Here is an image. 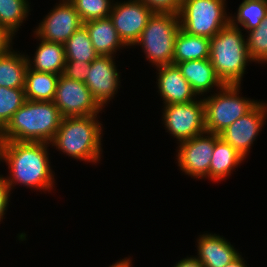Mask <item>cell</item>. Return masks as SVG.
<instances>
[{"instance_id": "1", "label": "cell", "mask_w": 267, "mask_h": 267, "mask_svg": "<svg viewBox=\"0 0 267 267\" xmlns=\"http://www.w3.org/2000/svg\"><path fill=\"white\" fill-rule=\"evenodd\" d=\"M50 145L46 142H0V162L8 165L9 173L4 179L11 192L19 184L44 193L55 188V172L49 158Z\"/></svg>"}, {"instance_id": "2", "label": "cell", "mask_w": 267, "mask_h": 267, "mask_svg": "<svg viewBox=\"0 0 267 267\" xmlns=\"http://www.w3.org/2000/svg\"><path fill=\"white\" fill-rule=\"evenodd\" d=\"M63 116L53 101L26 100L0 132V142L51 143Z\"/></svg>"}, {"instance_id": "3", "label": "cell", "mask_w": 267, "mask_h": 267, "mask_svg": "<svg viewBox=\"0 0 267 267\" xmlns=\"http://www.w3.org/2000/svg\"><path fill=\"white\" fill-rule=\"evenodd\" d=\"M100 116L63 117L51 148L75 160L98 164L103 153V124Z\"/></svg>"}, {"instance_id": "4", "label": "cell", "mask_w": 267, "mask_h": 267, "mask_svg": "<svg viewBox=\"0 0 267 267\" xmlns=\"http://www.w3.org/2000/svg\"><path fill=\"white\" fill-rule=\"evenodd\" d=\"M243 33L242 29L229 23L210 38L209 59L224 85H242L246 68L253 62Z\"/></svg>"}, {"instance_id": "5", "label": "cell", "mask_w": 267, "mask_h": 267, "mask_svg": "<svg viewBox=\"0 0 267 267\" xmlns=\"http://www.w3.org/2000/svg\"><path fill=\"white\" fill-rule=\"evenodd\" d=\"M179 30V15L153 13L133 47L140 46L146 60L155 67L173 64L175 39Z\"/></svg>"}, {"instance_id": "6", "label": "cell", "mask_w": 267, "mask_h": 267, "mask_svg": "<svg viewBox=\"0 0 267 267\" xmlns=\"http://www.w3.org/2000/svg\"><path fill=\"white\" fill-rule=\"evenodd\" d=\"M241 90L239 84L223 85L219 91H216L217 93L214 92L202 98L206 132L219 134L259 102L242 97Z\"/></svg>"}, {"instance_id": "7", "label": "cell", "mask_w": 267, "mask_h": 267, "mask_svg": "<svg viewBox=\"0 0 267 267\" xmlns=\"http://www.w3.org/2000/svg\"><path fill=\"white\" fill-rule=\"evenodd\" d=\"M226 0H183L180 28L189 34L212 38L230 23Z\"/></svg>"}, {"instance_id": "8", "label": "cell", "mask_w": 267, "mask_h": 267, "mask_svg": "<svg viewBox=\"0 0 267 267\" xmlns=\"http://www.w3.org/2000/svg\"><path fill=\"white\" fill-rule=\"evenodd\" d=\"M162 108V123L177 144L206 132L202 97L188 103L168 104Z\"/></svg>"}, {"instance_id": "9", "label": "cell", "mask_w": 267, "mask_h": 267, "mask_svg": "<svg viewBox=\"0 0 267 267\" xmlns=\"http://www.w3.org/2000/svg\"><path fill=\"white\" fill-rule=\"evenodd\" d=\"M215 147V134L205 132L178 143L176 160L179 169L191 178L210 180V164Z\"/></svg>"}, {"instance_id": "10", "label": "cell", "mask_w": 267, "mask_h": 267, "mask_svg": "<svg viewBox=\"0 0 267 267\" xmlns=\"http://www.w3.org/2000/svg\"><path fill=\"white\" fill-rule=\"evenodd\" d=\"M53 103L63 117L98 116L103 110L85 83L69 79L63 74L58 78Z\"/></svg>"}, {"instance_id": "11", "label": "cell", "mask_w": 267, "mask_h": 267, "mask_svg": "<svg viewBox=\"0 0 267 267\" xmlns=\"http://www.w3.org/2000/svg\"><path fill=\"white\" fill-rule=\"evenodd\" d=\"M267 119V103L260 101L244 116L219 133V137L230 144L245 159L250 154L256 137Z\"/></svg>"}, {"instance_id": "12", "label": "cell", "mask_w": 267, "mask_h": 267, "mask_svg": "<svg viewBox=\"0 0 267 267\" xmlns=\"http://www.w3.org/2000/svg\"><path fill=\"white\" fill-rule=\"evenodd\" d=\"M82 25L74 5L69 0H60L36 26L33 36L35 39L64 44Z\"/></svg>"}, {"instance_id": "13", "label": "cell", "mask_w": 267, "mask_h": 267, "mask_svg": "<svg viewBox=\"0 0 267 267\" xmlns=\"http://www.w3.org/2000/svg\"><path fill=\"white\" fill-rule=\"evenodd\" d=\"M153 12L139 0H122L113 3L109 18L120 39L129 48L139 39Z\"/></svg>"}, {"instance_id": "14", "label": "cell", "mask_w": 267, "mask_h": 267, "mask_svg": "<svg viewBox=\"0 0 267 267\" xmlns=\"http://www.w3.org/2000/svg\"><path fill=\"white\" fill-rule=\"evenodd\" d=\"M85 85L99 106L104 109L114 99L120 88V72L114 56L99 55L89 65Z\"/></svg>"}, {"instance_id": "15", "label": "cell", "mask_w": 267, "mask_h": 267, "mask_svg": "<svg viewBox=\"0 0 267 267\" xmlns=\"http://www.w3.org/2000/svg\"><path fill=\"white\" fill-rule=\"evenodd\" d=\"M157 69L158 94L163 104H181L196 100L198 96L175 64L155 67Z\"/></svg>"}, {"instance_id": "16", "label": "cell", "mask_w": 267, "mask_h": 267, "mask_svg": "<svg viewBox=\"0 0 267 267\" xmlns=\"http://www.w3.org/2000/svg\"><path fill=\"white\" fill-rule=\"evenodd\" d=\"M196 241L195 257L204 267H225L240 255L238 249L219 234L204 232Z\"/></svg>"}, {"instance_id": "17", "label": "cell", "mask_w": 267, "mask_h": 267, "mask_svg": "<svg viewBox=\"0 0 267 267\" xmlns=\"http://www.w3.org/2000/svg\"><path fill=\"white\" fill-rule=\"evenodd\" d=\"M176 65L198 97H203L209 92L211 94L215 87L216 92L224 85L217 77L210 59L184 61Z\"/></svg>"}, {"instance_id": "18", "label": "cell", "mask_w": 267, "mask_h": 267, "mask_svg": "<svg viewBox=\"0 0 267 267\" xmlns=\"http://www.w3.org/2000/svg\"><path fill=\"white\" fill-rule=\"evenodd\" d=\"M83 25L86 27L95 51L99 55L114 56L122 48H128L120 39L112 20L107 18L90 20Z\"/></svg>"}, {"instance_id": "19", "label": "cell", "mask_w": 267, "mask_h": 267, "mask_svg": "<svg viewBox=\"0 0 267 267\" xmlns=\"http://www.w3.org/2000/svg\"><path fill=\"white\" fill-rule=\"evenodd\" d=\"M34 56L26 55L28 67L34 71L61 75L66 64L64 44L37 39ZM32 58V59H31Z\"/></svg>"}, {"instance_id": "20", "label": "cell", "mask_w": 267, "mask_h": 267, "mask_svg": "<svg viewBox=\"0 0 267 267\" xmlns=\"http://www.w3.org/2000/svg\"><path fill=\"white\" fill-rule=\"evenodd\" d=\"M244 161L245 158L241 154L222 140L219 134H215V147L210 164L211 181L225 180Z\"/></svg>"}, {"instance_id": "21", "label": "cell", "mask_w": 267, "mask_h": 267, "mask_svg": "<svg viewBox=\"0 0 267 267\" xmlns=\"http://www.w3.org/2000/svg\"><path fill=\"white\" fill-rule=\"evenodd\" d=\"M210 58V38L192 35L181 28L174 46L173 64Z\"/></svg>"}, {"instance_id": "22", "label": "cell", "mask_w": 267, "mask_h": 267, "mask_svg": "<svg viewBox=\"0 0 267 267\" xmlns=\"http://www.w3.org/2000/svg\"><path fill=\"white\" fill-rule=\"evenodd\" d=\"M27 69L25 53L11 49L0 56V86L24 89Z\"/></svg>"}, {"instance_id": "23", "label": "cell", "mask_w": 267, "mask_h": 267, "mask_svg": "<svg viewBox=\"0 0 267 267\" xmlns=\"http://www.w3.org/2000/svg\"><path fill=\"white\" fill-rule=\"evenodd\" d=\"M59 76L53 73L34 71L28 67L24 86L26 100L53 101Z\"/></svg>"}, {"instance_id": "24", "label": "cell", "mask_w": 267, "mask_h": 267, "mask_svg": "<svg viewBox=\"0 0 267 267\" xmlns=\"http://www.w3.org/2000/svg\"><path fill=\"white\" fill-rule=\"evenodd\" d=\"M267 13V0H243L235 16L230 14V23L248 32L257 28Z\"/></svg>"}, {"instance_id": "25", "label": "cell", "mask_w": 267, "mask_h": 267, "mask_svg": "<svg viewBox=\"0 0 267 267\" xmlns=\"http://www.w3.org/2000/svg\"><path fill=\"white\" fill-rule=\"evenodd\" d=\"M66 60L91 63L99 54L95 51L89 33L84 25L64 43Z\"/></svg>"}, {"instance_id": "26", "label": "cell", "mask_w": 267, "mask_h": 267, "mask_svg": "<svg viewBox=\"0 0 267 267\" xmlns=\"http://www.w3.org/2000/svg\"><path fill=\"white\" fill-rule=\"evenodd\" d=\"M29 4L28 0H0V25L17 35L32 11Z\"/></svg>"}, {"instance_id": "27", "label": "cell", "mask_w": 267, "mask_h": 267, "mask_svg": "<svg viewBox=\"0 0 267 267\" xmlns=\"http://www.w3.org/2000/svg\"><path fill=\"white\" fill-rule=\"evenodd\" d=\"M26 101L24 89L0 86V132Z\"/></svg>"}, {"instance_id": "28", "label": "cell", "mask_w": 267, "mask_h": 267, "mask_svg": "<svg viewBox=\"0 0 267 267\" xmlns=\"http://www.w3.org/2000/svg\"><path fill=\"white\" fill-rule=\"evenodd\" d=\"M245 34H247L246 44L251 60L258 64H267V13L257 28Z\"/></svg>"}, {"instance_id": "29", "label": "cell", "mask_w": 267, "mask_h": 267, "mask_svg": "<svg viewBox=\"0 0 267 267\" xmlns=\"http://www.w3.org/2000/svg\"><path fill=\"white\" fill-rule=\"evenodd\" d=\"M83 23L109 17L114 0H69Z\"/></svg>"}, {"instance_id": "30", "label": "cell", "mask_w": 267, "mask_h": 267, "mask_svg": "<svg viewBox=\"0 0 267 267\" xmlns=\"http://www.w3.org/2000/svg\"><path fill=\"white\" fill-rule=\"evenodd\" d=\"M153 13H170L179 15L183 0H139Z\"/></svg>"}, {"instance_id": "31", "label": "cell", "mask_w": 267, "mask_h": 267, "mask_svg": "<svg viewBox=\"0 0 267 267\" xmlns=\"http://www.w3.org/2000/svg\"><path fill=\"white\" fill-rule=\"evenodd\" d=\"M90 63L77 60H66L63 75L69 79L85 83L86 77L90 72Z\"/></svg>"}, {"instance_id": "32", "label": "cell", "mask_w": 267, "mask_h": 267, "mask_svg": "<svg viewBox=\"0 0 267 267\" xmlns=\"http://www.w3.org/2000/svg\"><path fill=\"white\" fill-rule=\"evenodd\" d=\"M11 194L10 188L4 179V175L0 174V222L5 219L3 217L8 210Z\"/></svg>"}, {"instance_id": "33", "label": "cell", "mask_w": 267, "mask_h": 267, "mask_svg": "<svg viewBox=\"0 0 267 267\" xmlns=\"http://www.w3.org/2000/svg\"><path fill=\"white\" fill-rule=\"evenodd\" d=\"M14 37L15 35L12 34L7 28L0 25V56L13 49Z\"/></svg>"}, {"instance_id": "34", "label": "cell", "mask_w": 267, "mask_h": 267, "mask_svg": "<svg viewBox=\"0 0 267 267\" xmlns=\"http://www.w3.org/2000/svg\"><path fill=\"white\" fill-rule=\"evenodd\" d=\"M172 267H204L195 256H186L182 258Z\"/></svg>"}, {"instance_id": "35", "label": "cell", "mask_w": 267, "mask_h": 267, "mask_svg": "<svg viewBox=\"0 0 267 267\" xmlns=\"http://www.w3.org/2000/svg\"><path fill=\"white\" fill-rule=\"evenodd\" d=\"M225 267H248L246 260H244L243 256L240 254L236 259H234L231 263L227 264Z\"/></svg>"}, {"instance_id": "36", "label": "cell", "mask_w": 267, "mask_h": 267, "mask_svg": "<svg viewBox=\"0 0 267 267\" xmlns=\"http://www.w3.org/2000/svg\"><path fill=\"white\" fill-rule=\"evenodd\" d=\"M132 259H130V256L127 258L125 257L124 259H120L118 261H116L115 263H113L112 265L108 266V267H132Z\"/></svg>"}]
</instances>
